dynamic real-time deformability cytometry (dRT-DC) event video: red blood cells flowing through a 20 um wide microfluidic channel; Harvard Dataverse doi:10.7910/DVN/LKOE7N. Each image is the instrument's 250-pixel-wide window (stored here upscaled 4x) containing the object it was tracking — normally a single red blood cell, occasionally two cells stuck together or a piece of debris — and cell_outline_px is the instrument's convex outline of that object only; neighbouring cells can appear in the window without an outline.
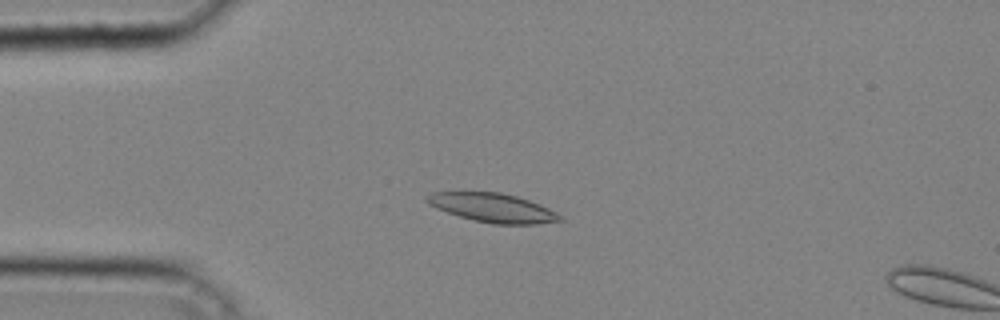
{"species": "common noctule bat (a hibernating species)", "species_latin": "Nyctalus noctula", "temperature_condition": "cold", "stored_images_in_passage": 13, "camera_frame_rate_fps": 3000, "um_per_image_px": 0.085, "animal": {"sex": "male", "body_mass_g": 20.4}, "frame": {"image": 1, "passage_image": 11, "time_ms": 3.333, "image_size_px": [1000, 320], "cell_outline_px": [[564, 220], [536, 224], [492, 224], [472, 220], [436, 208], [428, 204], [424, 200], [424, 196], [432, 192], [500, 192], [516, 196], [540, 204], [564, 216]], "centroid_in_image_um": [41.88, 17.66], "position_along_channel_um": 43.1, "area_um2": 22.54}}